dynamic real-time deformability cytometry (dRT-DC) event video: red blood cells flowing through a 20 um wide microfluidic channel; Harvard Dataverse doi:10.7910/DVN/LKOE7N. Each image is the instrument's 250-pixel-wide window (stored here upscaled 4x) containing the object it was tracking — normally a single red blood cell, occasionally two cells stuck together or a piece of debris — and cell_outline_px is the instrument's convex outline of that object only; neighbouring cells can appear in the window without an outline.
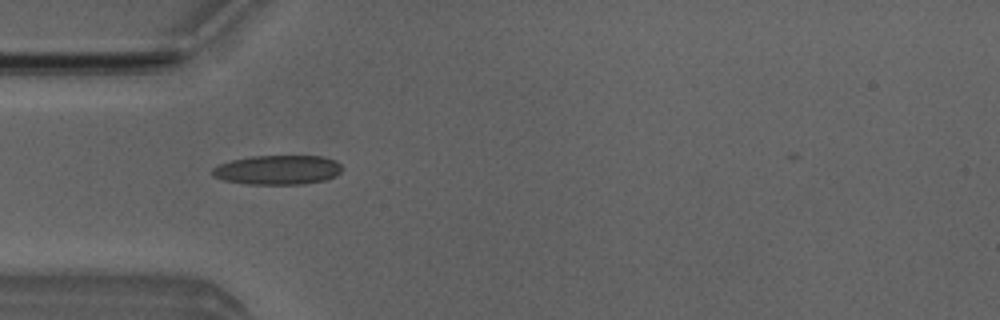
{"species": "Egyptian fruit bat (a non-hibernating species)", "species_latin": "Rousettus aegyptiacus", "temperature_condition": "room temperature", "stored_images_in_passage": 6, "camera_frame_rate_fps": 3000, "um_per_image_px": 0.085, "animal": {"sex": "male"}, "frame": {"image": 1, "passage_image": 5, "time_ms": 4.667, "image_size_px": [1000, 320], "cell_outline_px": [[344, 168], [336, 176], [324, 180], [304, 184], [248, 184], [224, 180], [212, 176], [212, 168], [220, 164], [232, 160], [252, 156], [320, 156], [336, 160]], "centroid_in_image_um": [23.63, 14.44], "position_along_channel_um": 61.4, "area_um2": 22.25}}